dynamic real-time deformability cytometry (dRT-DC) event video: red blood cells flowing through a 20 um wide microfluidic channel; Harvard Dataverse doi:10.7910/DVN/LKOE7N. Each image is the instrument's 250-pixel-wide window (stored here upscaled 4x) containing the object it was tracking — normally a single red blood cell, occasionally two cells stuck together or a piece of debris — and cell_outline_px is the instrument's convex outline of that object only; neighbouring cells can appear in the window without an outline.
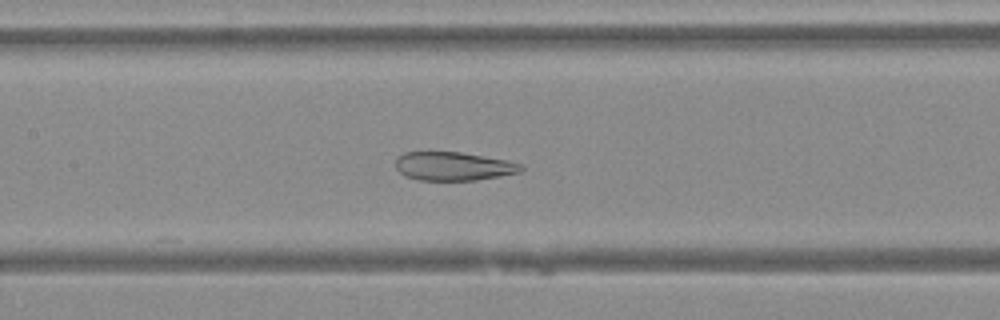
{"species": "Egyptian fruit bat (a non-hibernating species)", "species_latin": "Rousettus aegyptiacus", "temperature_condition": "warm", "stored_images_in_passage": 34, "camera_frame_rate_fps": 3000, "um_per_image_px": 0.085, "animal": {"sex": "female"}, "frame": {"image": 1, "passage_image": 9, "time_ms": 2.667, "image_size_px": [1000, 320], "cell_outline_px": [[524, 168], [520, 172], [500, 176], [476, 180], [416, 180], [404, 176], [396, 168], [396, 156], [404, 152], [460, 152], [508, 160], [520, 164]], "centroid_in_image_um": [38.51, 14.13], "position_along_channel_um": 168.9, "area_um2": 20.98}}
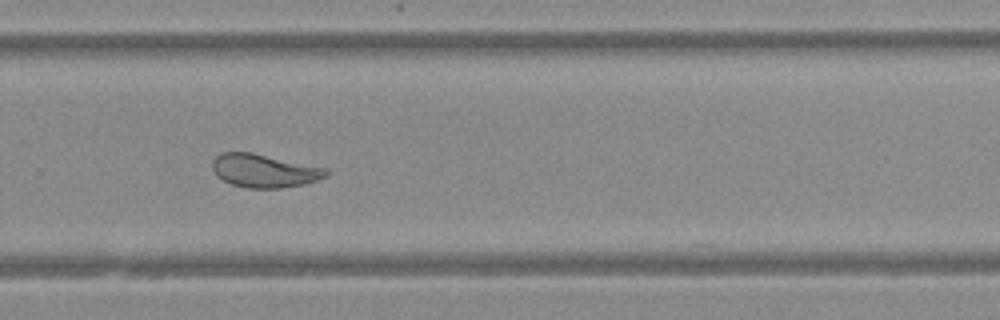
{"frame": {"image": 2, "passage_image": 19, "time_ms": 6.0, "image_size_px": [1000, 320], "cell_outline_px": [[328, 176], [304, 184], [280, 188], [248, 188], [232, 184], [216, 176], [212, 168], [212, 160], [220, 152], [252, 152], [328, 168]], "centroid_in_image_um": [22.46, 14.5], "position_along_channel_um": 307.3, "area_um2": 22.2}}
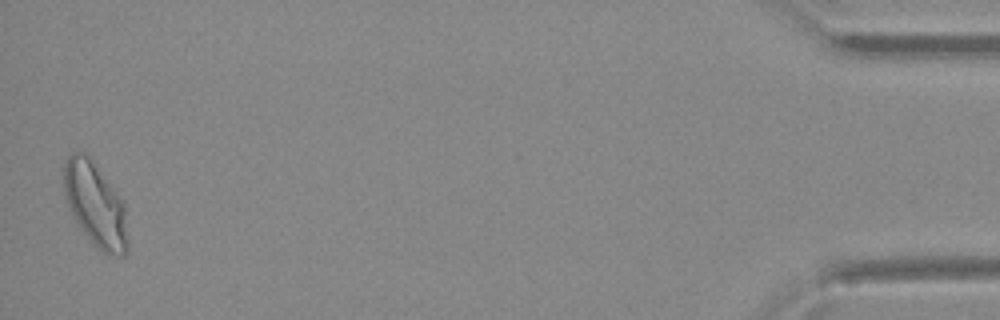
{"frame": {"image": 3, "passage_image": 34, "time_ms": 11.0, "image_size_px": [1000, 320], "cell_outline_px": [[128, 244], [124, 256], [120, 256], [104, 252], [84, 232], [72, 216], [68, 204], [64, 188], [64, 164], [68, 156], [72, 152], [84, 152], [88, 156], [124, 200], [128, 240]], "centroid_in_image_um": [8.12, 17.37], "position_along_channel_um": 427.1, "area_um2": 30.75}}